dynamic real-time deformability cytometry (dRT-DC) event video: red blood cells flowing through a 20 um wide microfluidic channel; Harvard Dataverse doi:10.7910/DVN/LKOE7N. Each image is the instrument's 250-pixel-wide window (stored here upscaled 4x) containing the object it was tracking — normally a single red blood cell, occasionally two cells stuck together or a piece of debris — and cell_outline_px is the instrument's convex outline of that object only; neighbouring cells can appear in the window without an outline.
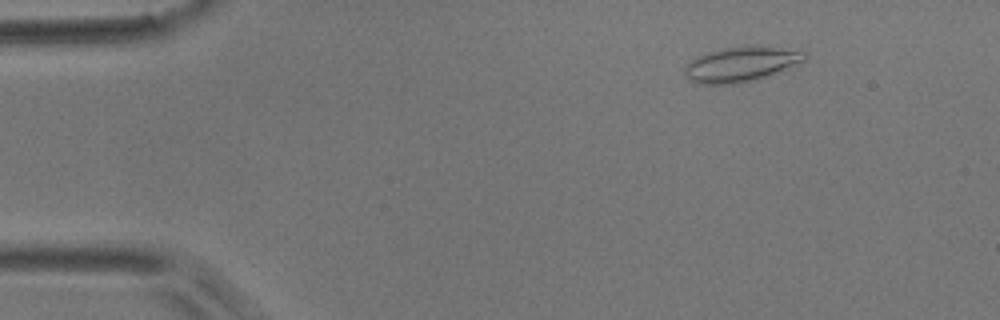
{"species": "common noctule bat (a hibernating species)", "species_latin": "Nyctalus noctula", "temperature_condition": "room temperature", "stored_images_in_passage": 54, "camera_frame_rate_fps": 3000, "um_per_image_px": 0.085, "animal": {"sex": "male", "body_mass_g": 17.9}, "frame": {"image": 1, "passage_image": 7, "time_ms": 2.0, "image_size_px": [1000, 320], "cell_outline_px": [[808, 56], [804, 60], [756, 80], [732, 84], [696, 84], [688, 80], [684, 72], [684, 68], [696, 56], [708, 52], [724, 48], [744, 44], [760, 44], [804, 52]], "centroid_in_image_um": [62.93, 5.43], "position_along_channel_um": 22.1, "area_um2": 24.57}}
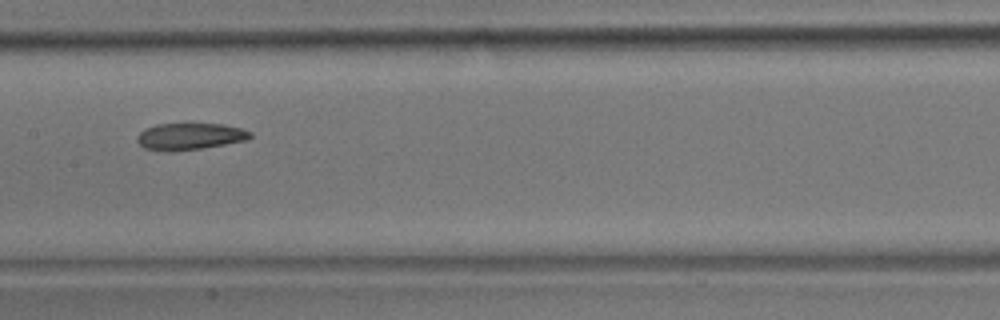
{"frame": {"image": 2, "passage_image": 27, "time_ms": 8.667, "image_size_px": [1000, 320], "cell_outline_px": [[252, 136], [248, 140], [200, 148], [172, 152], [168, 152], [144, 148], [136, 140], [136, 136], [144, 128], [156, 124], [224, 124], [240, 128], [252, 132]], "centroid_in_image_um": [16.11, 11.59], "position_along_channel_um": 191.3, "area_um2": 17.69}}
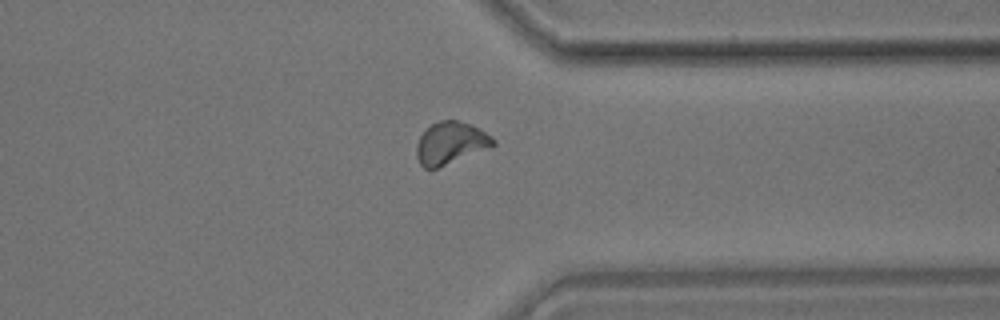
{"frame": {"image": 3, "passage_image": 42, "time_ms": 13.667, "image_size_px": [1000, 320], "cell_outline_px": [[496, 144], [436, 168], [424, 168], [420, 164], [416, 156], [416, 144], [420, 136], [432, 124], [440, 120], [456, 120], [472, 124], [492, 136], [496, 140]], "centroid_in_image_um": [38.28, 12.13], "position_along_channel_um": 373.1, "area_um2": 18.5}, "authors_computed_cell_mechanics": {"area_um2": 18.5538, "velocity_mm_per_s": 3.6886, "shape_relaxation_time_tau1_ms": 11.103, "shape_relaxation_time_tau2_ms": 3.4586, "deformation_change_tau1": 0.2086, "deformation_change_tau2": 0.1021}}